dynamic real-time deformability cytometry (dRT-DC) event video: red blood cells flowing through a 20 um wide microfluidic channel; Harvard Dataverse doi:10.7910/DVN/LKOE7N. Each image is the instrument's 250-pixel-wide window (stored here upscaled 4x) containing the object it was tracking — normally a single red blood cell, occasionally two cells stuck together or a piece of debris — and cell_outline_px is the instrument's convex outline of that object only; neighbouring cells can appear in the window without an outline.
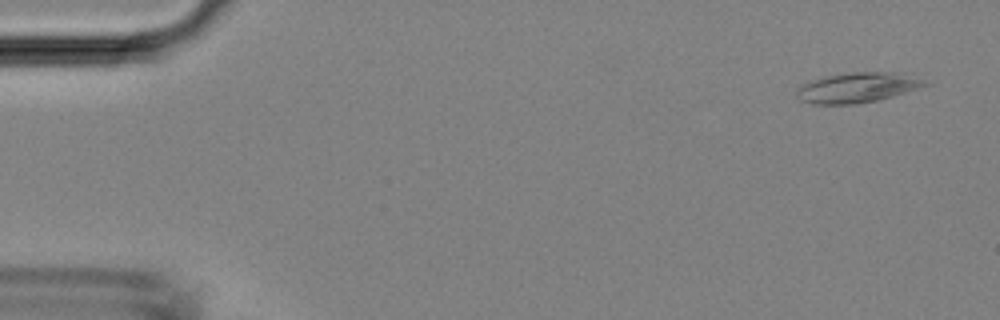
{"species": "Egyptian fruit bat (a non-hibernating species)", "species_latin": "Rousettus aegyptiacus", "temperature_condition": "room temperature", "stored_images_in_passage": 42, "camera_frame_rate_fps": 3000, "um_per_image_px": 0.085, "animal": {"sex": "female"}, "frame": {"image": 1, "passage_image": 3, "time_ms": 0.667, "image_size_px": [1000, 320], "cell_outline_px": [[932, 84], [920, 88], [892, 96], [876, 100], [856, 104], [812, 104], [800, 100], [796, 96], [796, 88], [812, 80], [824, 76], [852, 72], [908, 72]], "centroid_in_image_um": [72.92, 7.43], "position_along_channel_um": 12.1, "area_um2": 22.77}}
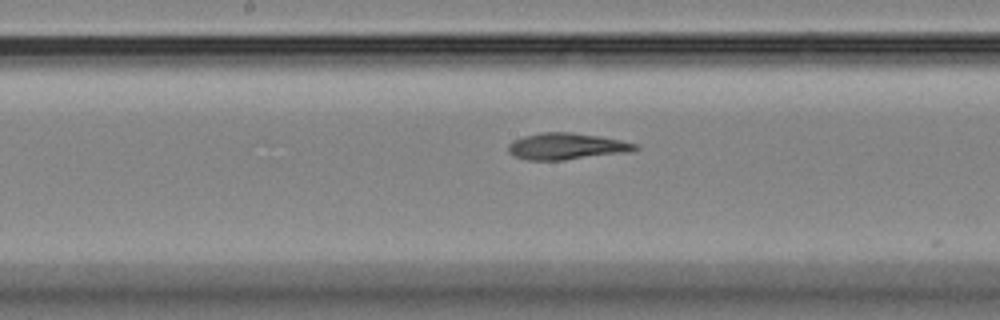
{"frame": {"image": 2, "passage_image": 25, "time_ms": 8.0, "image_size_px": [1000, 320], "cell_outline_px": [[640, 148], [632, 152], [564, 160], [528, 160], [512, 156], [508, 152], [508, 144], [512, 140], [524, 136], [540, 132], [572, 132], [600, 136], [640, 144]], "centroid_in_image_um": [48.18, 12.44], "position_along_channel_um": 200.0, "area_um2": 20.0}}
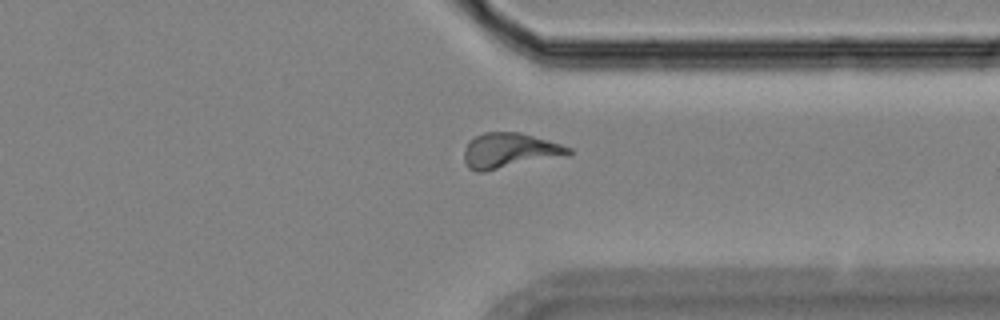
{"frame": {"image": 3, "passage_image": 37, "time_ms": 12.0, "image_size_px": [1000, 320], "cell_outline_px": [[572, 152], [568, 156], [484, 172], [476, 172], [468, 168], [464, 160], [464, 148], [468, 140], [484, 132], [520, 132], [548, 140], [572, 148]], "centroid_in_image_um": [43.31, 12.81], "position_along_channel_um": 368.1, "area_um2": 21.79}}